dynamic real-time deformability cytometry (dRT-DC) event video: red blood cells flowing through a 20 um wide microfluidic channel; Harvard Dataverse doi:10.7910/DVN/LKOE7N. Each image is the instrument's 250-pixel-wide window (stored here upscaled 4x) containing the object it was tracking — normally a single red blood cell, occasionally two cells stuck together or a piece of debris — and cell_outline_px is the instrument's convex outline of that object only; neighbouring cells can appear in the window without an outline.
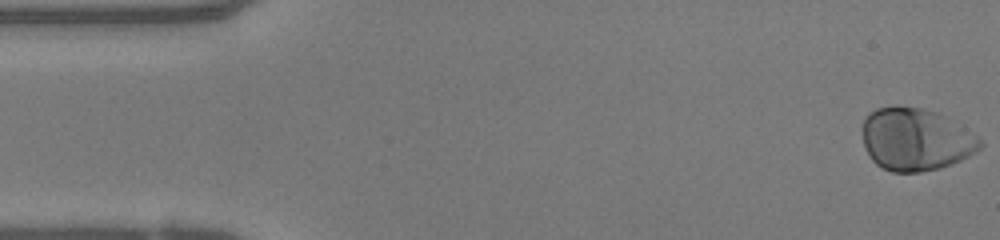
{"species": "human", "species_latin": "Homo sapiens", "temperature_condition": "warm", "stored_images_in_passage": 48, "camera_frame_rate_fps": 3000, "um_per_image_px": 0.085, "donor": {"sex": "female"}, "frame": {"image": 1, "passage_image": 1, "time_ms": 0.0, "image_size_px": [1000, 240], "cell_outline_px": [[984, 144], [976, 152], [952, 164], [940, 168], [920, 172], [892, 172], [876, 164], [872, 160], [864, 148], [864, 116], [876, 108], [896, 104], [924, 108], [936, 112], [976, 136]], "centroid_in_image_um": [77.79, 11.84], "position_along_channel_um": 7.2, "area_um2": 42.77}}
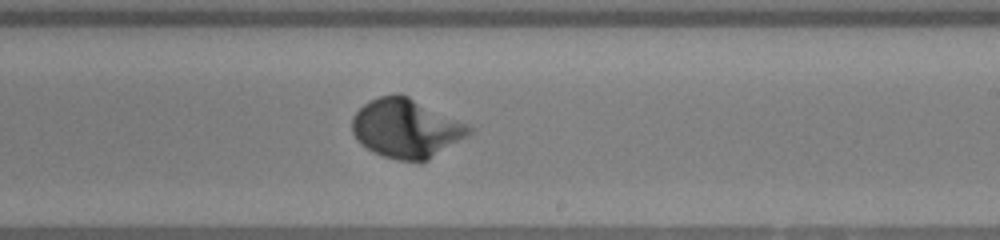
{"frame": {"image": 2, "passage_image": 28, "time_ms": 9.0, "image_size_px": [1000, 240], "cell_outline_px": [[472, 132], [468, 136], [428, 160], [420, 164], [396, 160], [372, 152], [360, 144], [356, 140], [352, 132], [352, 116], [364, 104], [380, 96], [396, 92], [400, 92], [468, 124], [472, 128]], "centroid_in_image_um": [34.52, 10.93], "position_along_channel_um": 254.5, "area_um2": 40.69}}
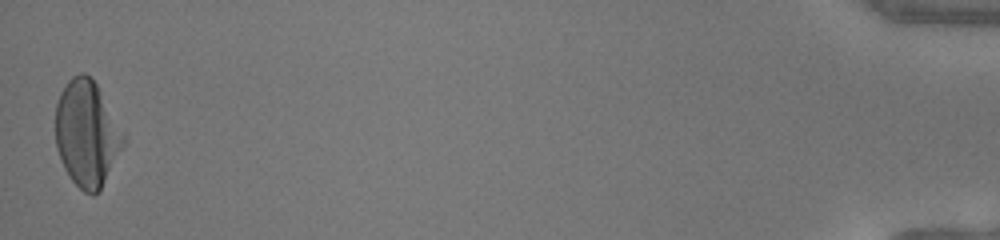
{"frame": {"image": 3, "passage_image": 48, "time_ms": 15.667, "image_size_px": [1000, 240], "cell_outline_px": [[124, 144], [100, 192], [92, 196], [84, 192], [68, 176], [64, 168], [56, 148], [56, 104], [60, 92], [68, 80], [72, 76], [80, 72], [84, 72], [96, 84], [124, 136]], "centroid_in_image_um": [7.35, 11.39], "position_along_channel_um": 427.9, "area_um2": 41.5}}